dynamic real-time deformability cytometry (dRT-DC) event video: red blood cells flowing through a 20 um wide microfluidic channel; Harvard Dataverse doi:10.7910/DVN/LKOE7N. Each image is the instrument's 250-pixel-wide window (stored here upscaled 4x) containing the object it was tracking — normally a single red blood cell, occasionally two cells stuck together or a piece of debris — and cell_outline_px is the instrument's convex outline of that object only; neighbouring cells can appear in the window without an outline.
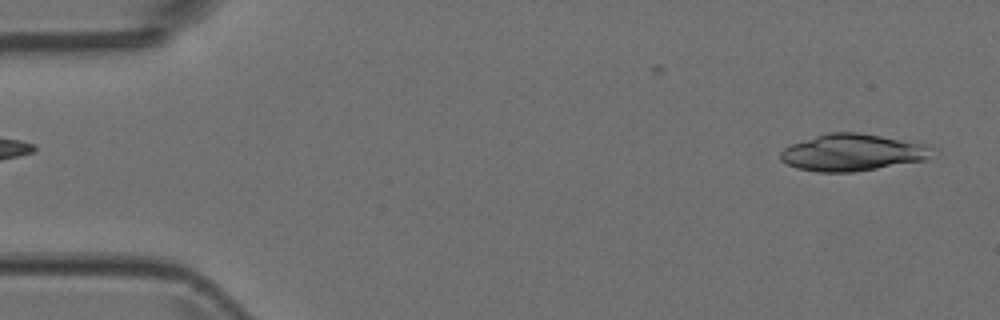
{"species": "Egyptian fruit bat (a non-hibernating species)", "species_latin": "Rousettus aegyptiacus", "temperature_condition": "room temperature", "stored_images_in_passage": 6, "segment_of_instrument_passage": [2, 2], "camera_frame_rate_fps": 3000, "um_per_image_px": 0.085, "animal": {"sex": "female"}, "frame": {"image": 1, "passage_image": 6, "time_ms": 1.667, "image_size_px": [1000, 320], "cell_outline_px": [[936, 148], [924, 160], [852, 172], [816, 172], [796, 168], [780, 160], [780, 152], [784, 148], [792, 144], [828, 132], [856, 132], [932, 144]], "centroid_in_image_um": [72.48, 12.95], "position_along_channel_um": 12.5, "area_um2": 32.6}}